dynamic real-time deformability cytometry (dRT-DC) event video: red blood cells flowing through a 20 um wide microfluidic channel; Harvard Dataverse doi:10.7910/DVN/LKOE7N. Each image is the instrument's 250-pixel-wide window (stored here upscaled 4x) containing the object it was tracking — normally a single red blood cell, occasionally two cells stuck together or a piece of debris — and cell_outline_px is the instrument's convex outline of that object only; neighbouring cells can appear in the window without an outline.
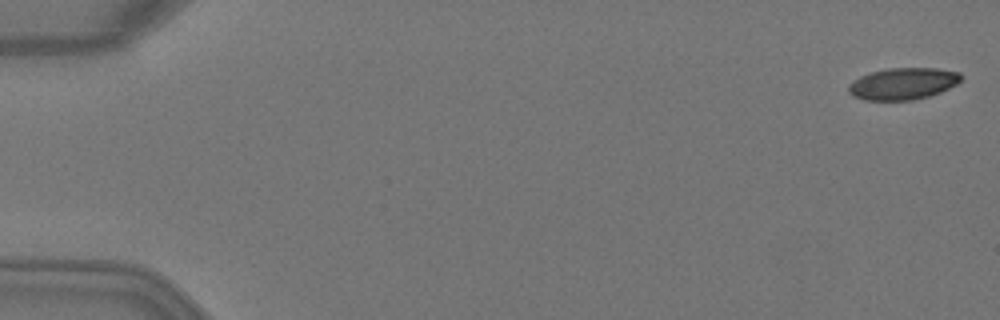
{"species": "Egyptian fruit bat (a non-hibernating species)", "species_latin": "Rousettus aegyptiacus", "temperature_condition": "warm", "stored_images_in_passage": 5, "camera_frame_rate_fps": 3000, "um_per_image_px": 0.085, "animal": {"sex": "female"}, "frame": {"image": 1, "passage_image": 1, "time_ms": 0.0, "image_size_px": [1000, 320], "cell_outline_px": [[964, 76], [956, 84], [940, 92], [928, 96], [912, 100], [864, 100], [852, 96], [848, 92], [848, 84], [860, 76], [872, 72], [888, 68], [936, 68], [960, 72]], "centroid_in_image_um": [76.74, 7.11], "position_along_channel_um": 8.3, "area_um2": 20.87}}